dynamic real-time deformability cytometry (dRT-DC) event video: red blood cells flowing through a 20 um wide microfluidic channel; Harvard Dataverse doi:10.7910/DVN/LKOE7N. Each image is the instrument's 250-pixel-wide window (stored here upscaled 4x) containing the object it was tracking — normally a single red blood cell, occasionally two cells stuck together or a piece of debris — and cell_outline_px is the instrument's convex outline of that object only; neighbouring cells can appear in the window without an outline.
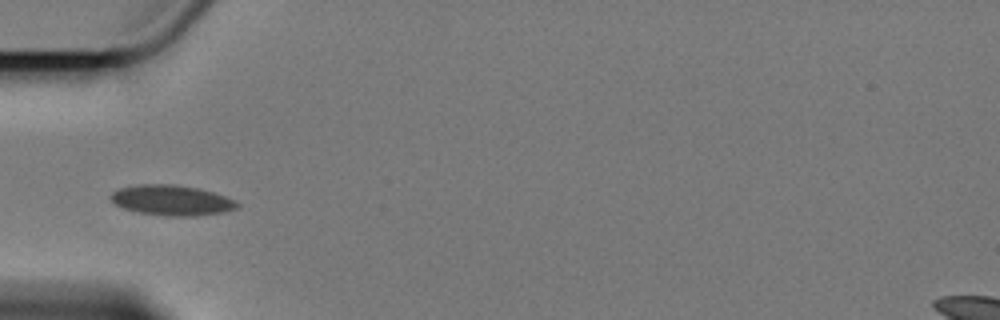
{"species": "Egyptian fruit bat (a non-hibernating species)", "species_latin": "Rousettus aegyptiacus", "temperature_condition": "cold", "stored_images_in_passage": 6, "camera_frame_rate_fps": 3000, "um_per_image_px": 0.085, "animal": {"sex": "female"}, "frame": {"image": 1, "passage_image": 5, "time_ms": 5.0, "image_size_px": [1000, 320], "cell_outline_px": [[240, 204], [236, 208], [224, 212], [196, 216], [168, 216], [136, 212], [124, 208], [116, 204], [108, 196], [112, 192], [120, 188], [136, 184], [176, 184], [200, 188], [236, 200]], "centroid_in_image_um": [14.59, 17.01], "position_along_channel_um": 70.4, "area_um2": 22.48}}